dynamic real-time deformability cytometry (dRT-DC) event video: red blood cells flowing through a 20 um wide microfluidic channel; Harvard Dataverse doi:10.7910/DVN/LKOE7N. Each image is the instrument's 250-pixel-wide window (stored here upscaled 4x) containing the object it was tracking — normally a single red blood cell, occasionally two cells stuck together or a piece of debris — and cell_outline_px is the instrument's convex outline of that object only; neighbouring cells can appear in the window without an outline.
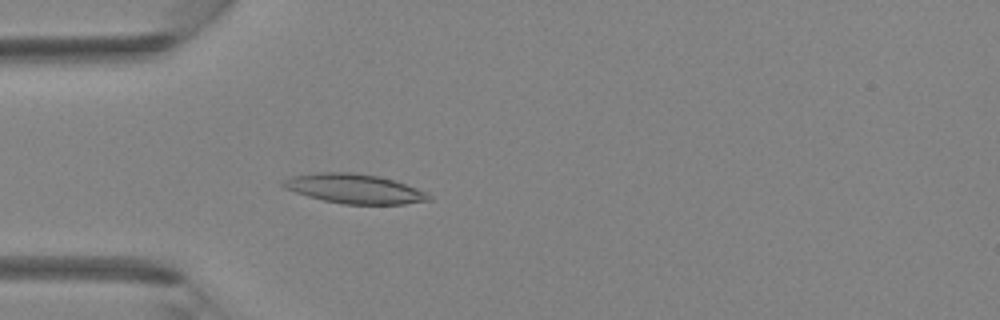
{"species": "Egyptian fruit bat (a non-hibernating species)", "species_latin": "Rousettus aegyptiacus", "temperature_condition": "room temperature", "stored_images_in_passage": 39, "camera_frame_rate_fps": 3000, "um_per_image_px": 0.085, "animal": {"sex": "female"}, "frame": {"image": 1, "passage_image": 10, "time_ms": 3.0, "image_size_px": [1000, 320], "cell_outline_px": [[432, 200], [404, 204], [344, 204], [324, 200], [308, 196], [284, 188], [280, 184], [280, 180], [288, 176], [320, 172], [352, 172], [376, 176], [392, 180], [416, 188], [432, 196]], "centroid_in_image_um": [30.06, 16.03], "position_along_channel_um": 54.9, "area_um2": 24.91}}
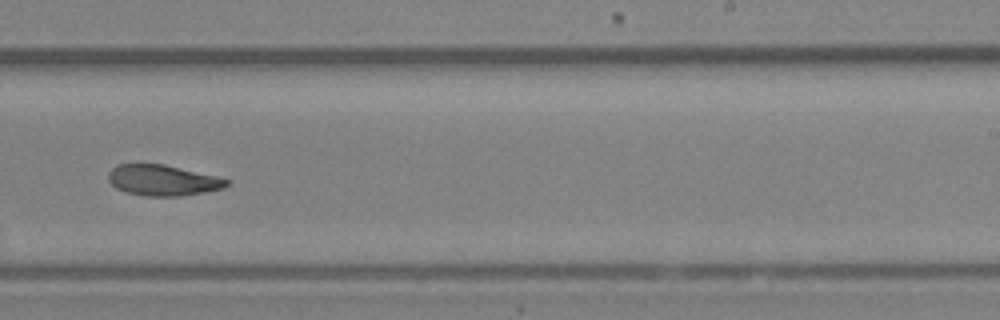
{"frame": {"image": 2, "passage_image": 24, "time_ms": 7.667, "image_size_px": [1000, 320], "cell_outline_px": [[228, 184], [224, 188], [204, 192], [180, 196], [144, 196], [124, 192], [116, 188], [108, 180], [108, 172], [116, 164], [164, 164], [216, 176], [228, 180]], "centroid_in_image_um": [13.79, 15.32], "position_along_channel_um": 275.2, "area_um2": 21.21}}
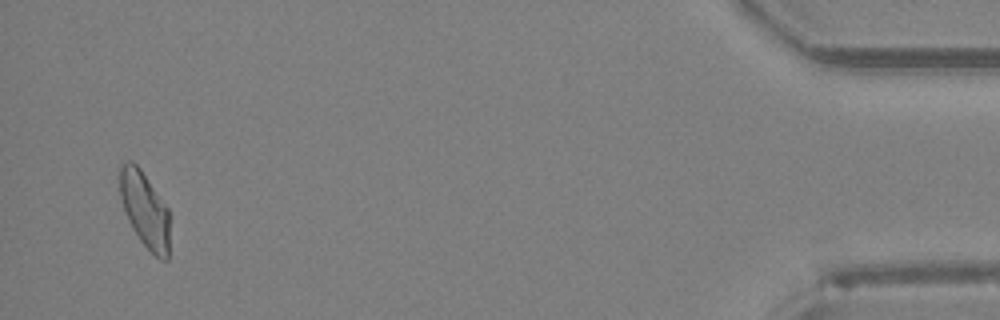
{"frame": {"image": 3, "passage_image": 38, "time_ms": 12.333, "image_size_px": [1000, 320], "cell_outline_px": [[168, 260], [160, 260], [140, 240], [132, 228], [124, 212], [120, 196], [120, 164], [128, 160], [132, 160], [140, 168], [168, 208]], "centroid_in_image_um": [12.28, 17.79], "position_along_channel_um": 422.9, "area_um2": 21.79}}